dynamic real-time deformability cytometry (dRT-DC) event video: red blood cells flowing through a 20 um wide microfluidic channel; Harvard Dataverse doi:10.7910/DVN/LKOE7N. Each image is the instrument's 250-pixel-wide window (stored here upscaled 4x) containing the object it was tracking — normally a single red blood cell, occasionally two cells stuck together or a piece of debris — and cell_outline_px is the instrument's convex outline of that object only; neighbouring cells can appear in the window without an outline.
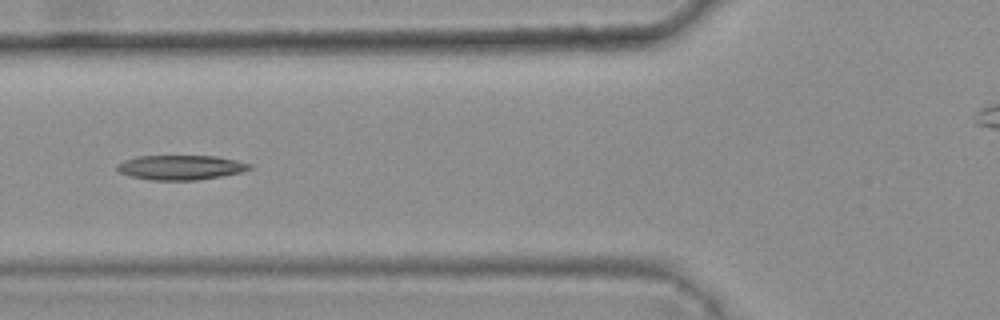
{"species": "common noctule bat (a hibernating species)", "species_latin": "Nyctalus noctula", "temperature_condition": "warm", "stored_images_in_passage": 7, "segment_of_instrument_passage": [1, 2], "camera_frame_rate_fps": 3000, "um_per_image_px": 0.085, "animal": {"sex": "female", "body_mass_g": 25.1}, "frame": {"image": 1, "passage_image": 6, "time_ms": 1.667, "image_size_px": [1000, 320], "cell_outline_px": [[252, 168], [244, 172], [196, 180], [152, 180], [132, 176], [120, 172], [116, 168], [116, 164], [124, 160], [136, 156], [216, 156], [236, 160], [252, 164]], "centroid_in_image_um": [15.38, 14.22], "position_along_channel_um": 110.4, "area_um2": 19.02}}